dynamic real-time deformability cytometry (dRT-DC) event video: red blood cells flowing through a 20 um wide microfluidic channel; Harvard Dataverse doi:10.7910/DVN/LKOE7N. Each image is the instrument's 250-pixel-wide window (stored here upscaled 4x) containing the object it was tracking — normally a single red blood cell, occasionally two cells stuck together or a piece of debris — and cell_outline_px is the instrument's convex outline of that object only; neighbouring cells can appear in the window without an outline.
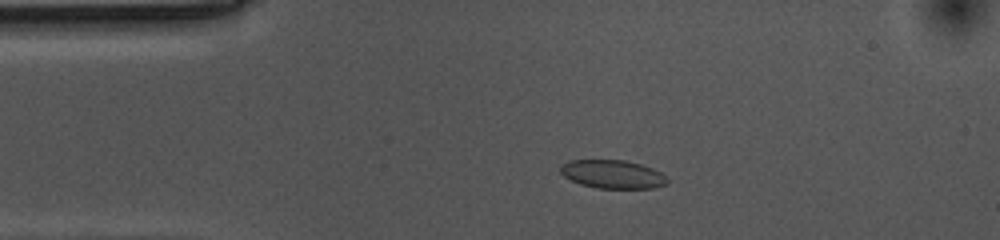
{"species": "common noctule bat (a hibernating species)", "species_latin": "Nyctalus noctula", "temperature_condition": "cold", "stored_images_in_passage": 19, "camera_frame_rate_fps": 3000, "um_per_image_px": 0.085, "animal": {"sex": "female", "body_mass_g": 10.0, "forearm_length_mm": 53.1}, "frame": {"image": 1, "passage_image": 9, "time_ms": 2.667, "image_size_px": [1000, 240], "cell_outline_px": [[668, 184], [652, 188], [596, 188], [580, 184], [564, 176], [560, 172], [560, 168], [568, 160], [624, 160], [640, 164], [652, 168], [668, 176]], "centroid_in_image_um": [52.1, 14.81], "position_along_channel_um": 32.9, "area_um2": 17.69}}
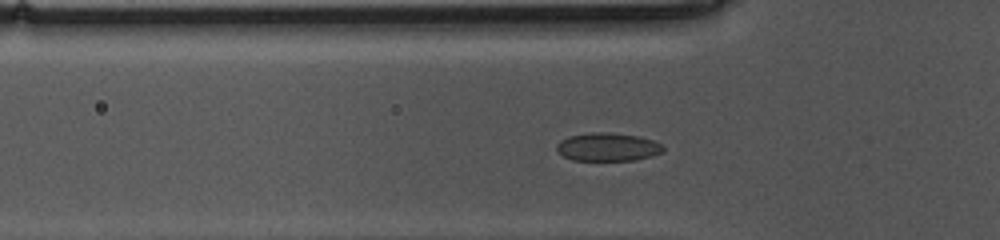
{"frame": {"image": 2, "passage_image": 15, "time_ms": 4.667, "image_size_px": [1000, 240], "cell_outline_px": [[664, 152], [652, 156], [632, 160], [572, 160], [556, 152], [556, 144], [560, 140], [568, 136], [592, 132], [612, 132], [640, 136], [652, 140], [660, 144], [664, 148]], "centroid_in_image_um": [51.63, 12.48], "position_along_channel_um": 74.2, "area_um2": 17.69}}
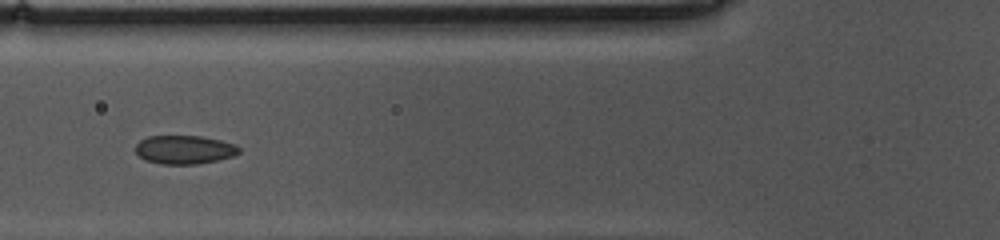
{"frame": {"image": 3, "passage_image": 18, "time_ms": 5.667, "image_size_px": [1000, 240], "cell_outline_px": [[240, 152], [232, 156], [216, 160], [196, 164], [164, 164], [144, 160], [136, 152], [136, 144], [140, 140], [148, 136], [200, 136], [220, 140], [236, 144], [240, 148]], "centroid_in_image_um": [15.67, 12.71], "position_along_channel_um": 110.1, "area_um2": 17.17}}